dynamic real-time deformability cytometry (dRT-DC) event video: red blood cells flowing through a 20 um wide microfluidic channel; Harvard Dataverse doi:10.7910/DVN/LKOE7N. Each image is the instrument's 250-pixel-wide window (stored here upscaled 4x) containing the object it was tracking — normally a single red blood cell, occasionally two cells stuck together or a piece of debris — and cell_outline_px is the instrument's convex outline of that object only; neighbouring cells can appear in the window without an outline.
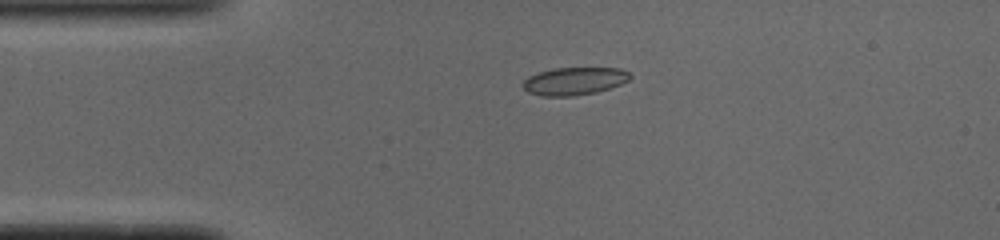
{"species": "common noctule bat (a hibernating species)", "species_latin": "Nyctalus noctula", "temperature_condition": "cold", "stored_images_in_passage": 41, "camera_frame_rate_fps": 3000, "um_per_image_px": 0.085, "animal": {"sex": "male", "body_mass_g": 19.0, "forearm_length_mm": 50.8}, "frame": {"image": 1, "passage_image": 1, "time_ms": 0.0, "image_size_px": [1000, 240], "cell_outline_px": [[632, 76], [628, 80], [620, 84], [596, 92], [572, 96], [540, 96], [528, 92], [520, 84], [528, 76], [540, 72], [556, 68], [620, 68], [628, 72]], "centroid_in_image_um": [48.78, 6.89], "position_along_channel_um": 36.2, "area_um2": 17.22}}
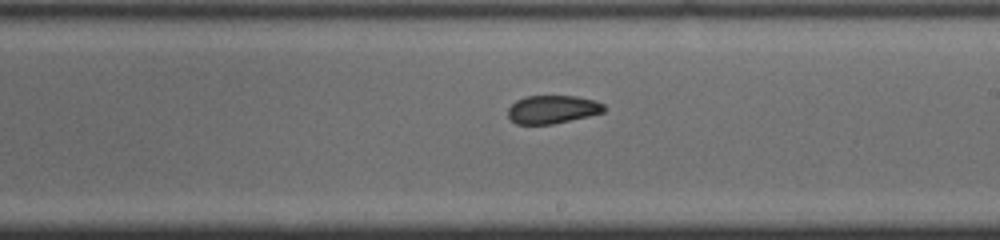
{"frame": {"image": 2, "passage_image": 19, "time_ms": 6.0, "image_size_px": [1000, 240], "cell_outline_px": [[608, 108], [604, 112], [588, 116], [552, 124], [516, 124], [508, 116], [508, 108], [516, 100], [524, 96], [576, 96], [596, 100], [604, 104]], "centroid_in_image_um": [46.98, 9.29], "position_along_channel_um": 242.0, "area_um2": 15.9}}
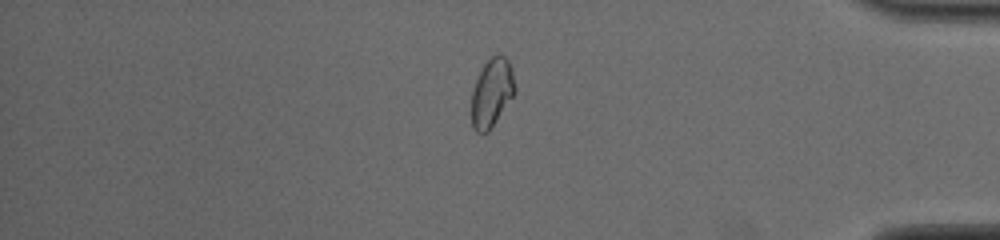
{"frame": {"image": 3, "passage_image": 33, "time_ms": 10.667, "image_size_px": [1000, 240], "cell_outline_px": [[516, 92], [488, 132], [476, 132], [472, 124], [472, 92], [476, 80], [484, 64], [496, 52], [500, 52], [508, 60], [512, 72], [516, 88]], "centroid_in_image_um": [41.82, 7.85], "position_along_channel_um": 393.4, "area_um2": 17.17}, "authors_computed_cell_mechanics": {"area_um2": 16.7042, "velocity_mm_per_s": 3.909, "shape_relaxation_time_tau1_ms": null, "shape_relaxation_time_tau2_ms": 2.0687, "deformation_change_tau1": null, "deformation_change_tau2": 0.0741}}